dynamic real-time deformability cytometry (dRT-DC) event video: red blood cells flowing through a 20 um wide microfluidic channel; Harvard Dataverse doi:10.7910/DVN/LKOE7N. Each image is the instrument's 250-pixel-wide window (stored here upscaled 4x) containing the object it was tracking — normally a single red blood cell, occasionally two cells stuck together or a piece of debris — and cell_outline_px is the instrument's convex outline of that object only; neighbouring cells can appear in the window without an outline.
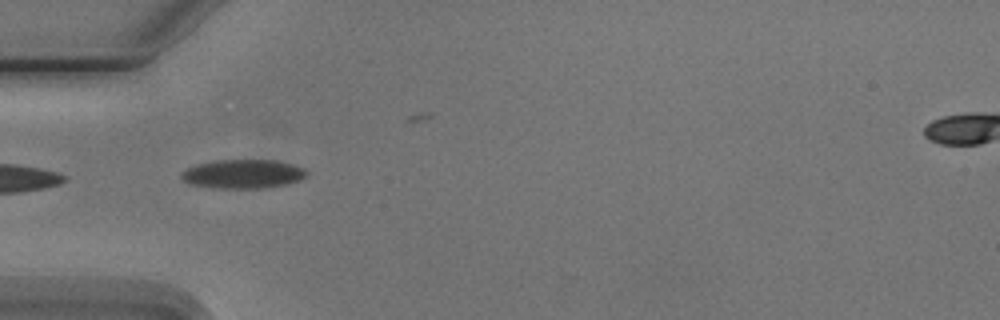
{"species": "Egyptian fruit bat (a non-hibernating species)", "species_latin": "Rousettus aegyptiacus", "temperature_condition": "cold", "stored_images_in_passage": 8, "camera_frame_rate_fps": 3000, "um_per_image_px": 0.085, "animal": {"sex": "male"}, "frame": {"image": 1, "passage_image": 3, "time_ms": 3.333, "image_size_px": [1000, 320], "cell_outline_px": [[308, 176], [300, 180], [288, 184], [264, 188], [212, 188], [188, 184], [180, 176], [180, 172], [196, 164], [216, 160], [276, 160], [292, 164], [304, 168], [308, 172]], "centroid_in_image_um": [20.66, 14.79], "position_along_channel_um": 64.3, "area_um2": 21.39}}
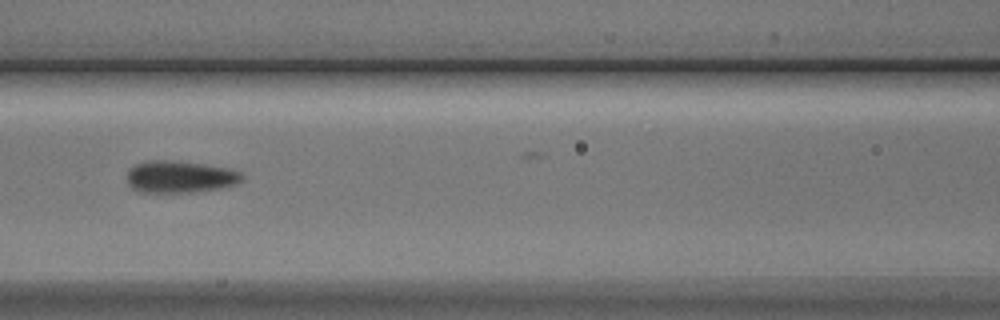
{"frame": {"image": 2, "passage_image": 5, "time_ms": 5.667, "image_size_px": [1000, 320], "cell_outline_px": [[244, 180], [236, 184], [220, 188], [192, 192], [136, 192], [128, 184], [128, 168], [136, 164], [152, 160], [172, 160], [228, 168], [240, 172], [244, 176]], "centroid_in_image_um": [15.29, 15.03], "position_along_channel_um": 151.3, "area_um2": 21.44}}
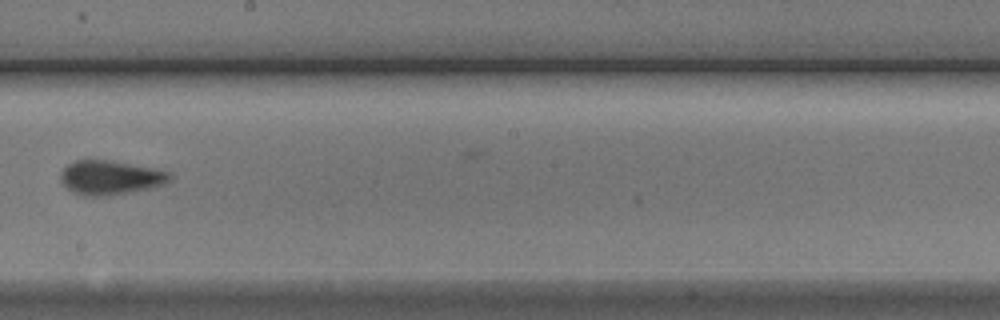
{"frame": {"image": 3, "passage_image": 7, "time_ms": 8.0, "image_size_px": [1000, 320], "cell_outline_px": [[172, 176], [164, 184], [152, 188], [108, 196], [84, 196], [68, 188], [60, 180], [60, 172], [68, 164], [76, 160], [112, 160], [168, 172]], "centroid_in_image_um": [9.35, 15.1], "position_along_channel_um": 238.9, "area_um2": 21.5}}